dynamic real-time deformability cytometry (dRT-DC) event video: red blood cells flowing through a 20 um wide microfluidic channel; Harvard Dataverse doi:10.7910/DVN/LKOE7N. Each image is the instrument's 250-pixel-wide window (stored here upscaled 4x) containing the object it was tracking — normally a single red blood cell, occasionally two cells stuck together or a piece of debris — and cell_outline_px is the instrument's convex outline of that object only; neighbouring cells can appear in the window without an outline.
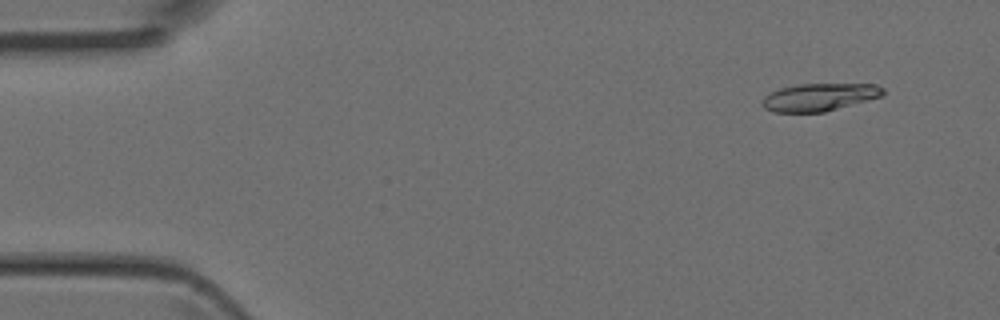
{"species": "Egyptian fruit bat (a non-hibernating species)", "species_latin": "Rousettus aegyptiacus", "temperature_condition": "room temperature", "stored_images_in_passage": 5, "camera_frame_rate_fps": 3000, "um_per_image_px": 0.085, "animal": {"sex": "female"}, "frame": {"image": 1, "passage_image": 1, "time_ms": 0.0, "image_size_px": [1000, 320], "cell_outline_px": [[884, 96], [824, 112], [772, 112], [764, 108], [760, 104], [760, 100], [768, 92], [780, 88], [800, 84], [876, 84], [884, 88]], "centroid_in_image_um": [69.61, 8.26], "position_along_channel_um": 15.4, "area_um2": 19.71}}
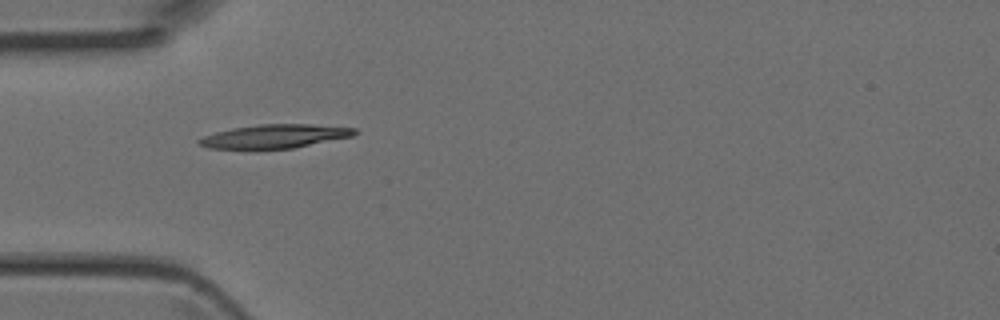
{"frame": {"image": 2, "passage_image": 4, "time_ms": 1.0, "image_size_px": [1000, 320], "cell_outline_px": [[360, 132], [352, 136], [292, 148], [256, 152], [248, 152], [208, 148], [196, 144], [196, 140], [204, 136], [216, 132], [232, 128], [260, 124], [312, 124], [356, 128]], "centroid_in_image_um": [23.23, 11.64], "position_along_channel_um": 61.8, "area_um2": 22.6}}
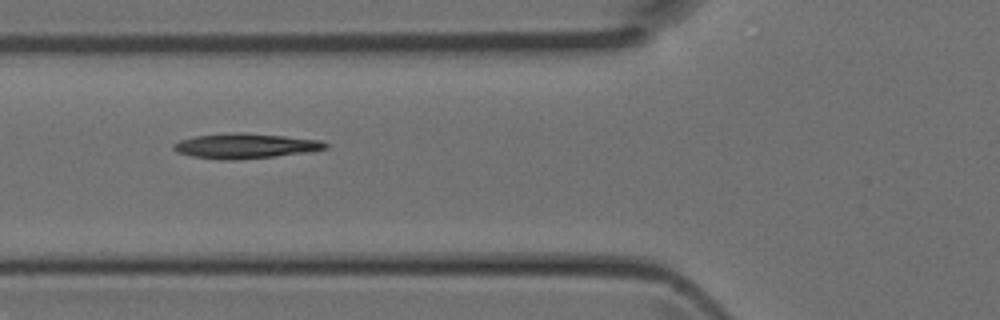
{"frame": {"image": 3, "passage_image": 5, "time_ms": 1.333, "image_size_px": [1000, 320], "cell_outline_px": [[328, 148], [308, 152], [236, 160], [228, 160], [192, 156], [176, 152], [172, 148], [172, 144], [180, 140], [196, 136], [232, 132], [244, 132], [284, 136], [320, 140], [328, 144]], "centroid_in_image_um": [20.83, 12.39], "position_along_channel_um": 105.0, "area_um2": 22.02}}